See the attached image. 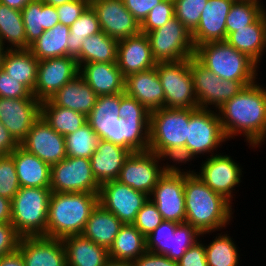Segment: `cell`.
<instances>
[{
  "label": "cell",
  "mask_w": 266,
  "mask_h": 266,
  "mask_svg": "<svg viewBox=\"0 0 266 266\" xmlns=\"http://www.w3.org/2000/svg\"><path fill=\"white\" fill-rule=\"evenodd\" d=\"M18 251L25 266H66V253L62 239L46 236L21 237Z\"/></svg>",
  "instance_id": "obj_20"
},
{
  "label": "cell",
  "mask_w": 266,
  "mask_h": 266,
  "mask_svg": "<svg viewBox=\"0 0 266 266\" xmlns=\"http://www.w3.org/2000/svg\"><path fill=\"white\" fill-rule=\"evenodd\" d=\"M179 223L164 220L156 229L146 236L147 251L167 255L170 251L171 234H174Z\"/></svg>",
  "instance_id": "obj_46"
},
{
  "label": "cell",
  "mask_w": 266,
  "mask_h": 266,
  "mask_svg": "<svg viewBox=\"0 0 266 266\" xmlns=\"http://www.w3.org/2000/svg\"><path fill=\"white\" fill-rule=\"evenodd\" d=\"M50 189L62 193H99L100 184L93 175L90 159L67 156L51 166Z\"/></svg>",
  "instance_id": "obj_12"
},
{
  "label": "cell",
  "mask_w": 266,
  "mask_h": 266,
  "mask_svg": "<svg viewBox=\"0 0 266 266\" xmlns=\"http://www.w3.org/2000/svg\"><path fill=\"white\" fill-rule=\"evenodd\" d=\"M20 238L11 223H0V257L17 251Z\"/></svg>",
  "instance_id": "obj_53"
},
{
  "label": "cell",
  "mask_w": 266,
  "mask_h": 266,
  "mask_svg": "<svg viewBox=\"0 0 266 266\" xmlns=\"http://www.w3.org/2000/svg\"><path fill=\"white\" fill-rule=\"evenodd\" d=\"M146 35L156 62H178L195 55L192 35L176 17Z\"/></svg>",
  "instance_id": "obj_10"
},
{
  "label": "cell",
  "mask_w": 266,
  "mask_h": 266,
  "mask_svg": "<svg viewBox=\"0 0 266 266\" xmlns=\"http://www.w3.org/2000/svg\"><path fill=\"white\" fill-rule=\"evenodd\" d=\"M69 29L68 56L74 58L81 53L82 43L85 38L102 31L97 15L90 5Z\"/></svg>",
  "instance_id": "obj_41"
},
{
  "label": "cell",
  "mask_w": 266,
  "mask_h": 266,
  "mask_svg": "<svg viewBox=\"0 0 266 266\" xmlns=\"http://www.w3.org/2000/svg\"><path fill=\"white\" fill-rule=\"evenodd\" d=\"M97 97L94 90L78 74L49 100L56 106L69 108L87 116L95 106Z\"/></svg>",
  "instance_id": "obj_30"
},
{
  "label": "cell",
  "mask_w": 266,
  "mask_h": 266,
  "mask_svg": "<svg viewBox=\"0 0 266 266\" xmlns=\"http://www.w3.org/2000/svg\"><path fill=\"white\" fill-rule=\"evenodd\" d=\"M123 223L101 204L93 209L82 235L109 250Z\"/></svg>",
  "instance_id": "obj_31"
},
{
  "label": "cell",
  "mask_w": 266,
  "mask_h": 266,
  "mask_svg": "<svg viewBox=\"0 0 266 266\" xmlns=\"http://www.w3.org/2000/svg\"><path fill=\"white\" fill-rule=\"evenodd\" d=\"M116 63L124 78L154 68L157 62L153 57L147 35L140 32L119 40Z\"/></svg>",
  "instance_id": "obj_21"
},
{
  "label": "cell",
  "mask_w": 266,
  "mask_h": 266,
  "mask_svg": "<svg viewBox=\"0 0 266 266\" xmlns=\"http://www.w3.org/2000/svg\"><path fill=\"white\" fill-rule=\"evenodd\" d=\"M66 266H104L109 258L107 248L97 245L82 234L62 239Z\"/></svg>",
  "instance_id": "obj_26"
},
{
  "label": "cell",
  "mask_w": 266,
  "mask_h": 266,
  "mask_svg": "<svg viewBox=\"0 0 266 266\" xmlns=\"http://www.w3.org/2000/svg\"><path fill=\"white\" fill-rule=\"evenodd\" d=\"M173 17H175L173 0H163L148 13L147 17L140 24V32L144 34L149 33L164 26Z\"/></svg>",
  "instance_id": "obj_48"
},
{
  "label": "cell",
  "mask_w": 266,
  "mask_h": 266,
  "mask_svg": "<svg viewBox=\"0 0 266 266\" xmlns=\"http://www.w3.org/2000/svg\"><path fill=\"white\" fill-rule=\"evenodd\" d=\"M124 93L150 112L165 107V94L156 67L125 77Z\"/></svg>",
  "instance_id": "obj_23"
},
{
  "label": "cell",
  "mask_w": 266,
  "mask_h": 266,
  "mask_svg": "<svg viewBox=\"0 0 266 266\" xmlns=\"http://www.w3.org/2000/svg\"><path fill=\"white\" fill-rule=\"evenodd\" d=\"M0 266H25L21 253L17 250L12 254L0 257Z\"/></svg>",
  "instance_id": "obj_58"
},
{
  "label": "cell",
  "mask_w": 266,
  "mask_h": 266,
  "mask_svg": "<svg viewBox=\"0 0 266 266\" xmlns=\"http://www.w3.org/2000/svg\"><path fill=\"white\" fill-rule=\"evenodd\" d=\"M150 120L120 118L114 128V144L130 153L149 150Z\"/></svg>",
  "instance_id": "obj_34"
},
{
  "label": "cell",
  "mask_w": 266,
  "mask_h": 266,
  "mask_svg": "<svg viewBox=\"0 0 266 266\" xmlns=\"http://www.w3.org/2000/svg\"><path fill=\"white\" fill-rule=\"evenodd\" d=\"M119 117L124 119L150 120V111L137 99L120 93Z\"/></svg>",
  "instance_id": "obj_51"
},
{
  "label": "cell",
  "mask_w": 266,
  "mask_h": 266,
  "mask_svg": "<svg viewBox=\"0 0 266 266\" xmlns=\"http://www.w3.org/2000/svg\"><path fill=\"white\" fill-rule=\"evenodd\" d=\"M190 72L198 107L211 110H218L245 86L255 82L222 80L203 66L195 57L190 58Z\"/></svg>",
  "instance_id": "obj_8"
},
{
  "label": "cell",
  "mask_w": 266,
  "mask_h": 266,
  "mask_svg": "<svg viewBox=\"0 0 266 266\" xmlns=\"http://www.w3.org/2000/svg\"><path fill=\"white\" fill-rule=\"evenodd\" d=\"M188 124L189 109L163 107L150 112L149 151L173 167L186 165Z\"/></svg>",
  "instance_id": "obj_3"
},
{
  "label": "cell",
  "mask_w": 266,
  "mask_h": 266,
  "mask_svg": "<svg viewBox=\"0 0 266 266\" xmlns=\"http://www.w3.org/2000/svg\"><path fill=\"white\" fill-rule=\"evenodd\" d=\"M234 1H207L199 24L191 33L195 48L207 42L226 41V19Z\"/></svg>",
  "instance_id": "obj_22"
},
{
  "label": "cell",
  "mask_w": 266,
  "mask_h": 266,
  "mask_svg": "<svg viewBox=\"0 0 266 266\" xmlns=\"http://www.w3.org/2000/svg\"><path fill=\"white\" fill-rule=\"evenodd\" d=\"M228 140L243 135L249 147L260 148L266 141V87L255 81L245 86L218 110Z\"/></svg>",
  "instance_id": "obj_1"
},
{
  "label": "cell",
  "mask_w": 266,
  "mask_h": 266,
  "mask_svg": "<svg viewBox=\"0 0 266 266\" xmlns=\"http://www.w3.org/2000/svg\"><path fill=\"white\" fill-rule=\"evenodd\" d=\"M40 116L51 128L63 136L77 131L87 123L85 114L56 106L50 100L41 102Z\"/></svg>",
  "instance_id": "obj_38"
},
{
  "label": "cell",
  "mask_w": 266,
  "mask_h": 266,
  "mask_svg": "<svg viewBox=\"0 0 266 266\" xmlns=\"http://www.w3.org/2000/svg\"><path fill=\"white\" fill-rule=\"evenodd\" d=\"M264 16H265V21H266V8L264 9Z\"/></svg>",
  "instance_id": "obj_64"
},
{
  "label": "cell",
  "mask_w": 266,
  "mask_h": 266,
  "mask_svg": "<svg viewBox=\"0 0 266 266\" xmlns=\"http://www.w3.org/2000/svg\"><path fill=\"white\" fill-rule=\"evenodd\" d=\"M20 187L50 188L51 166L21 146L11 154Z\"/></svg>",
  "instance_id": "obj_27"
},
{
  "label": "cell",
  "mask_w": 266,
  "mask_h": 266,
  "mask_svg": "<svg viewBox=\"0 0 266 266\" xmlns=\"http://www.w3.org/2000/svg\"><path fill=\"white\" fill-rule=\"evenodd\" d=\"M194 57L222 80L258 81L259 65L227 41L203 43Z\"/></svg>",
  "instance_id": "obj_5"
},
{
  "label": "cell",
  "mask_w": 266,
  "mask_h": 266,
  "mask_svg": "<svg viewBox=\"0 0 266 266\" xmlns=\"http://www.w3.org/2000/svg\"><path fill=\"white\" fill-rule=\"evenodd\" d=\"M204 240L200 239L191 246L177 261L178 266H207Z\"/></svg>",
  "instance_id": "obj_54"
},
{
  "label": "cell",
  "mask_w": 266,
  "mask_h": 266,
  "mask_svg": "<svg viewBox=\"0 0 266 266\" xmlns=\"http://www.w3.org/2000/svg\"><path fill=\"white\" fill-rule=\"evenodd\" d=\"M104 266H132L131 261L109 259Z\"/></svg>",
  "instance_id": "obj_61"
},
{
  "label": "cell",
  "mask_w": 266,
  "mask_h": 266,
  "mask_svg": "<svg viewBox=\"0 0 266 266\" xmlns=\"http://www.w3.org/2000/svg\"><path fill=\"white\" fill-rule=\"evenodd\" d=\"M132 266H178L177 261L171 260L165 255L146 251L138 259L131 261Z\"/></svg>",
  "instance_id": "obj_56"
},
{
  "label": "cell",
  "mask_w": 266,
  "mask_h": 266,
  "mask_svg": "<svg viewBox=\"0 0 266 266\" xmlns=\"http://www.w3.org/2000/svg\"><path fill=\"white\" fill-rule=\"evenodd\" d=\"M201 235L202 234L189 223H179L174 234H171L170 251L166 257L178 261L187 249L202 239Z\"/></svg>",
  "instance_id": "obj_44"
},
{
  "label": "cell",
  "mask_w": 266,
  "mask_h": 266,
  "mask_svg": "<svg viewBox=\"0 0 266 266\" xmlns=\"http://www.w3.org/2000/svg\"><path fill=\"white\" fill-rule=\"evenodd\" d=\"M90 5V0H72L56 7L59 22L71 26Z\"/></svg>",
  "instance_id": "obj_52"
},
{
  "label": "cell",
  "mask_w": 266,
  "mask_h": 266,
  "mask_svg": "<svg viewBox=\"0 0 266 266\" xmlns=\"http://www.w3.org/2000/svg\"><path fill=\"white\" fill-rule=\"evenodd\" d=\"M69 26L58 22L53 28L44 30L43 34L33 42L29 50L39 60L68 56Z\"/></svg>",
  "instance_id": "obj_35"
},
{
  "label": "cell",
  "mask_w": 266,
  "mask_h": 266,
  "mask_svg": "<svg viewBox=\"0 0 266 266\" xmlns=\"http://www.w3.org/2000/svg\"><path fill=\"white\" fill-rule=\"evenodd\" d=\"M229 141L221 126L217 110L189 109V124L186 139V164L204 155L217 154L218 148ZM221 146V147H220ZM215 151V152H214ZM211 154V155H210ZM199 155V156H198Z\"/></svg>",
  "instance_id": "obj_7"
},
{
  "label": "cell",
  "mask_w": 266,
  "mask_h": 266,
  "mask_svg": "<svg viewBox=\"0 0 266 266\" xmlns=\"http://www.w3.org/2000/svg\"><path fill=\"white\" fill-rule=\"evenodd\" d=\"M155 67L165 94V108H199L190 72V58L178 62H157Z\"/></svg>",
  "instance_id": "obj_9"
},
{
  "label": "cell",
  "mask_w": 266,
  "mask_h": 266,
  "mask_svg": "<svg viewBox=\"0 0 266 266\" xmlns=\"http://www.w3.org/2000/svg\"><path fill=\"white\" fill-rule=\"evenodd\" d=\"M226 41L260 65L266 52V21L264 13L252 24L231 32Z\"/></svg>",
  "instance_id": "obj_28"
},
{
  "label": "cell",
  "mask_w": 266,
  "mask_h": 266,
  "mask_svg": "<svg viewBox=\"0 0 266 266\" xmlns=\"http://www.w3.org/2000/svg\"><path fill=\"white\" fill-rule=\"evenodd\" d=\"M185 222L202 235L226 229L234 218V205L210 189L195 173L185 168Z\"/></svg>",
  "instance_id": "obj_2"
},
{
  "label": "cell",
  "mask_w": 266,
  "mask_h": 266,
  "mask_svg": "<svg viewBox=\"0 0 266 266\" xmlns=\"http://www.w3.org/2000/svg\"><path fill=\"white\" fill-rule=\"evenodd\" d=\"M0 41L7 50L27 49V37L21 11L1 3Z\"/></svg>",
  "instance_id": "obj_39"
},
{
  "label": "cell",
  "mask_w": 266,
  "mask_h": 266,
  "mask_svg": "<svg viewBox=\"0 0 266 266\" xmlns=\"http://www.w3.org/2000/svg\"><path fill=\"white\" fill-rule=\"evenodd\" d=\"M263 2L254 0H235L226 19V38L238 29L254 23L263 13Z\"/></svg>",
  "instance_id": "obj_42"
},
{
  "label": "cell",
  "mask_w": 266,
  "mask_h": 266,
  "mask_svg": "<svg viewBox=\"0 0 266 266\" xmlns=\"http://www.w3.org/2000/svg\"><path fill=\"white\" fill-rule=\"evenodd\" d=\"M98 203L99 193L52 192L48 208L47 237L63 239L82 234Z\"/></svg>",
  "instance_id": "obj_4"
},
{
  "label": "cell",
  "mask_w": 266,
  "mask_h": 266,
  "mask_svg": "<svg viewBox=\"0 0 266 266\" xmlns=\"http://www.w3.org/2000/svg\"><path fill=\"white\" fill-rule=\"evenodd\" d=\"M79 75L98 96L124 93L125 78L117 63H85L79 66Z\"/></svg>",
  "instance_id": "obj_24"
},
{
  "label": "cell",
  "mask_w": 266,
  "mask_h": 266,
  "mask_svg": "<svg viewBox=\"0 0 266 266\" xmlns=\"http://www.w3.org/2000/svg\"><path fill=\"white\" fill-rule=\"evenodd\" d=\"M108 251L112 260H136L147 251L146 237L133 224H123Z\"/></svg>",
  "instance_id": "obj_36"
},
{
  "label": "cell",
  "mask_w": 266,
  "mask_h": 266,
  "mask_svg": "<svg viewBox=\"0 0 266 266\" xmlns=\"http://www.w3.org/2000/svg\"><path fill=\"white\" fill-rule=\"evenodd\" d=\"M164 221L157 206L148 198L132 223L145 237Z\"/></svg>",
  "instance_id": "obj_49"
},
{
  "label": "cell",
  "mask_w": 266,
  "mask_h": 266,
  "mask_svg": "<svg viewBox=\"0 0 266 266\" xmlns=\"http://www.w3.org/2000/svg\"><path fill=\"white\" fill-rule=\"evenodd\" d=\"M44 4L51 5V6H60L72 0H41Z\"/></svg>",
  "instance_id": "obj_62"
},
{
  "label": "cell",
  "mask_w": 266,
  "mask_h": 266,
  "mask_svg": "<svg viewBox=\"0 0 266 266\" xmlns=\"http://www.w3.org/2000/svg\"><path fill=\"white\" fill-rule=\"evenodd\" d=\"M118 40L104 32H98L84 39L81 53L75 58L78 66L85 63H116Z\"/></svg>",
  "instance_id": "obj_37"
},
{
  "label": "cell",
  "mask_w": 266,
  "mask_h": 266,
  "mask_svg": "<svg viewBox=\"0 0 266 266\" xmlns=\"http://www.w3.org/2000/svg\"><path fill=\"white\" fill-rule=\"evenodd\" d=\"M149 196L118 180L100 185L99 204L113 213L123 224H132Z\"/></svg>",
  "instance_id": "obj_15"
},
{
  "label": "cell",
  "mask_w": 266,
  "mask_h": 266,
  "mask_svg": "<svg viewBox=\"0 0 266 266\" xmlns=\"http://www.w3.org/2000/svg\"><path fill=\"white\" fill-rule=\"evenodd\" d=\"M66 153L69 157H84L90 159L96 151L100 140L96 132L86 123L77 131L64 136Z\"/></svg>",
  "instance_id": "obj_43"
},
{
  "label": "cell",
  "mask_w": 266,
  "mask_h": 266,
  "mask_svg": "<svg viewBox=\"0 0 266 266\" xmlns=\"http://www.w3.org/2000/svg\"><path fill=\"white\" fill-rule=\"evenodd\" d=\"M20 189L13 157L0 156V196L12 201Z\"/></svg>",
  "instance_id": "obj_47"
},
{
  "label": "cell",
  "mask_w": 266,
  "mask_h": 266,
  "mask_svg": "<svg viewBox=\"0 0 266 266\" xmlns=\"http://www.w3.org/2000/svg\"><path fill=\"white\" fill-rule=\"evenodd\" d=\"M78 74L79 66L74 57L39 60L33 95L40 102L47 101Z\"/></svg>",
  "instance_id": "obj_16"
},
{
  "label": "cell",
  "mask_w": 266,
  "mask_h": 266,
  "mask_svg": "<svg viewBox=\"0 0 266 266\" xmlns=\"http://www.w3.org/2000/svg\"><path fill=\"white\" fill-rule=\"evenodd\" d=\"M19 146L50 166L67 157L64 136L51 128L41 116Z\"/></svg>",
  "instance_id": "obj_18"
},
{
  "label": "cell",
  "mask_w": 266,
  "mask_h": 266,
  "mask_svg": "<svg viewBox=\"0 0 266 266\" xmlns=\"http://www.w3.org/2000/svg\"><path fill=\"white\" fill-rule=\"evenodd\" d=\"M39 61L29 49L6 50L2 69L34 92Z\"/></svg>",
  "instance_id": "obj_33"
},
{
  "label": "cell",
  "mask_w": 266,
  "mask_h": 266,
  "mask_svg": "<svg viewBox=\"0 0 266 266\" xmlns=\"http://www.w3.org/2000/svg\"><path fill=\"white\" fill-rule=\"evenodd\" d=\"M6 50L7 49L3 46V44L0 41V69L2 68V61Z\"/></svg>",
  "instance_id": "obj_63"
},
{
  "label": "cell",
  "mask_w": 266,
  "mask_h": 266,
  "mask_svg": "<svg viewBox=\"0 0 266 266\" xmlns=\"http://www.w3.org/2000/svg\"><path fill=\"white\" fill-rule=\"evenodd\" d=\"M163 0H123L125 7L141 24L148 13Z\"/></svg>",
  "instance_id": "obj_55"
},
{
  "label": "cell",
  "mask_w": 266,
  "mask_h": 266,
  "mask_svg": "<svg viewBox=\"0 0 266 266\" xmlns=\"http://www.w3.org/2000/svg\"><path fill=\"white\" fill-rule=\"evenodd\" d=\"M120 93L100 95L96 104L87 115V123L96 132L99 139L114 143V128L119 121Z\"/></svg>",
  "instance_id": "obj_29"
},
{
  "label": "cell",
  "mask_w": 266,
  "mask_h": 266,
  "mask_svg": "<svg viewBox=\"0 0 266 266\" xmlns=\"http://www.w3.org/2000/svg\"><path fill=\"white\" fill-rule=\"evenodd\" d=\"M182 167L170 166L158 179L149 199L157 206L164 220L184 223L186 219Z\"/></svg>",
  "instance_id": "obj_13"
},
{
  "label": "cell",
  "mask_w": 266,
  "mask_h": 266,
  "mask_svg": "<svg viewBox=\"0 0 266 266\" xmlns=\"http://www.w3.org/2000/svg\"><path fill=\"white\" fill-rule=\"evenodd\" d=\"M40 105L36 98L0 97V122L19 144L40 117Z\"/></svg>",
  "instance_id": "obj_19"
},
{
  "label": "cell",
  "mask_w": 266,
  "mask_h": 266,
  "mask_svg": "<svg viewBox=\"0 0 266 266\" xmlns=\"http://www.w3.org/2000/svg\"><path fill=\"white\" fill-rule=\"evenodd\" d=\"M226 232L217 233L214 240L205 243L207 266H240V250Z\"/></svg>",
  "instance_id": "obj_40"
},
{
  "label": "cell",
  "mask_w": 266,
  "mask_h": 266,
  "mask_svg": "<svg viewBox=\"0 0 266 266\" xmlns=\"http://www.w3.org/2000/svg\"><path fill=\"white\" fill-rule=\"evenodd\" d=\"M165 161H167L165 158L149 150L130 153L123 163L117 180L150 196L158 179L171 166L168 162L165 164Z\"/></svg>",
  "instance_id": "obj_11"
},
{
  "label": "cell",
  "mask_w": 266,
  "mask_h": 266,
  "mask_svg": "<svg viewBox=\"0 0 266 266\" xmlns=\"http://www.w3.org/2000/svg\"><path fill=\"white\" fill-rule=\"evenodd\" d=\"M208 0H173L175 17L192 33Z\"/></svg>",
  "instance_id": "obj_45"
},
{
  "label": "cell",
  "mask_w": 266,
  "mask_h": 266,
  "mask_svg": "<svg viewBox=\"0 0 266 266\" xmlns=\"http://www.w3.org/2000/svg\"><path fill=\"white\" fill-rule=\"evenodd\" d=\"M11 200L0 196V223H11Z\"/></svg>",
  "instance_id": "obj_59"
},
{
  "label": "cell",
  "mask_w": 266,
  "mask_h": 266,
  "mask_svg": "<svg viewBox=\"0 0 266 266\" xmlns=\"http://www.w3.org/2000/svg\"><path fill=\"white\" fill-rule=\"evenodd\" d=\"M31 1L33 0H0V3L21 11Z\"/></svg>",
  "instance_id": "obj_60"
},
{
  "label": "cell",
  "mask_w": 266,
  "mask_h": 266,
  "mask_svg": "<svg viewBox=\"0 0 266 266\" xmlns=\"http://www.w3.org/2000/svg\"><path fill=\"white\" fill-rule=\"evenodd\" d=\"M0 97L1 98H35L33 93L16 79L9 77L0 69Z\"/></svg>",
  "instance_id": "obj_50"
},
{
  "label": "cell",
  "mask_w": 266,
  "mask_h": 266,
  "mask_svg": "<svg viewBox=\"0 0 266 266\" xmlns=\"http://www.w3.org/2000/svg\"><path fill=\"white\" fill-rule=\"evenodd\" d=\"M50 188L20 187L11 204V224L21 237L46 236Z\"/></svg>",
  "instance_id": "obj_6"
},
{
  "label": "cell",
  "mask_w": 266,
  "mask_h": 266,
  "mask_svg": "<svg viewBox=\"0 0 266 266\" xmlns=\"http://www.w3.org/2000/svg\"><path fill=\"white\" fill-rule=\"evenodd\" d=\"M19 143L12 137L8 129L0 122V156L11 154Z\"/></svg>",
  "instance_id": "obj_57"
},
{
  "label": "cell",
  "mask_w": 266,
  "mask_h": 266,
  "mask_svg": "<svg viewBox=\"0 0 266 266\" xmlns=\"http://www.w3.org/2000/svg\"><path fill=\"white\" fill-rule=\"evenodd\" d=\"M102 32L116 40L140 33V23L125 7L123 0H90Z\"/></svg>",
  "instance_id": "obj_17"
},
{
  "label": "cell",
  "mask_w": 266,
  "mask_h": 266,
  "mask_svg": "<svg viewBox=\"0 0 266 266\" xmlns=\"http://www.w3.org/2000/svg\"><path fill=\"white\" fill-rule=\"evenodd\" d=\"M202 160L199 172L197 169L192 171L200 178L210 189L222 195L231 204L236 191L235 187L240 186L242 182L243 168L230 155L224 153L214 154ZM238 185V186H237Z\"/></svg>",
  "instance_id": "obj_14"
},
{
  "label": "cell",
  "mask_w": 266,
  "mask_h": 266,
  "mask_svg": "<svg viewBox=\"0 0 266 266\" xmlns=\"http://www.w3.org/2000/svg\"><path fill=\"white\" fill-rule=\"evenodd\" d=\"M23 24L27 37V49L44 32L59 22L55 6L44 4L41 0L29 2L22 10Z\"/></svg>",
  "instance_id": "obj_32"
},
{
  "label": "cell",
  "mask_w": 266,
  "mask_h": 266,
  "mask_svg": "<svg viewBox=\"0 0 266 266\" xmlns=\"http://www.w3.org/2000/svg\"><path fill=\"white\" fill-rule=\"evenodd\" d=\"M130 152L110 141L100 139L90 162L93 175L101 185L107 181L117 180L125 159Z\"/></svg>",
  "instance_id": "obj_25"
}]
</instances>
